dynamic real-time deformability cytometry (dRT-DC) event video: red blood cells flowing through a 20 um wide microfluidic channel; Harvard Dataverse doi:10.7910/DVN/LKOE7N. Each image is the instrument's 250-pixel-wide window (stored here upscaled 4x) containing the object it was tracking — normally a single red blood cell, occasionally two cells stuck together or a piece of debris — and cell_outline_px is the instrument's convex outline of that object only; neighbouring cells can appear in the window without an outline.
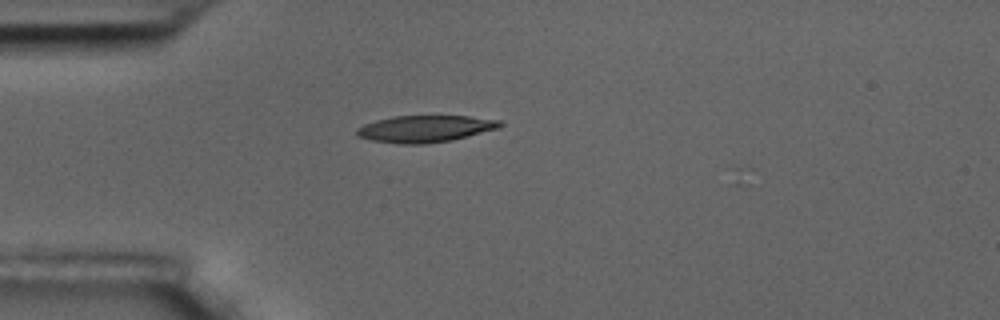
{"species": "common noctule bat (a hibernating species)", "species_latin": "Nyctalus noctula", "temperature_condition": "room temperature", "stored_images_in_passage": 43, "camera_frame_rate_fps": 3000, "um_per_image_px": 0.085, "animal": {"sex": "male", "body_mass_g": 17.5, "forearm_length_mm": 52.3}, "frame": {"image": 1, "passage_image": 1, "time_ms": 0.0, "image_size_px": [1000, 320], "cell_outline_px": [[504, 124], [500, 128], [452, 140], [424, 144], [400, 144], [372, 140], [356, 136], [356, 128], [364, 124], [376, 120], [392, 116], [468, 116], [504, 120]], "centroid_in_image_um": [36.17, 10.94], "position_along_channel_um": 48.8, "area_um2": 22.6}}
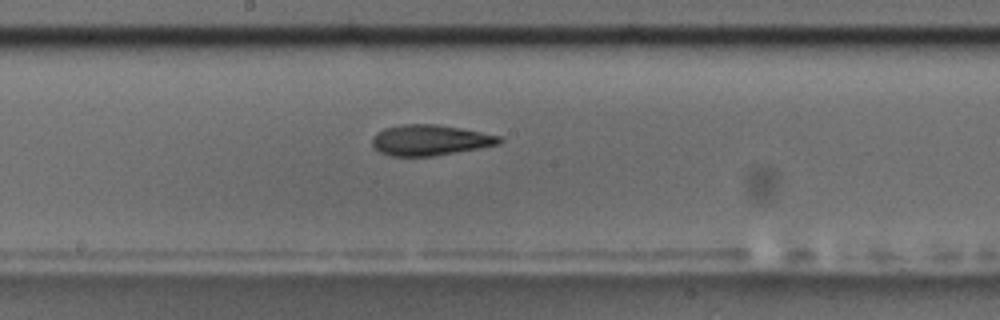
{"frame": {"image": 2, "passage_image": 16, "time_ms": 5.0, "image_size_px": [1000, 320], "cell_outline_px": [[504, 140], [500, 144], [480, 148], [432, 156], [392, 156], [380, 152], [372, 148], [372, 136], [376, 132], [384, 128], [400, 124], [436, 124], [460, 128], [500, 136]], "centroid_in_image_um": [36.51, 11.91], "position_along_channel_um": 211.7, "area_um2": 22.83}}
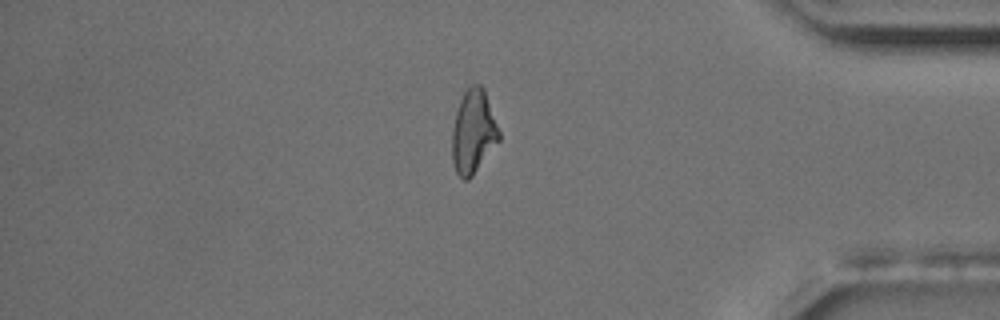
{"frame": {"image": 3, "passage_image": 34, "time_ms": 11.0, "image_size_px": [1000, 320], "cell_outline_px": [[500, 140], [472, 176], [468, 180], [464, 180], [456, 172], [452, 160], [452, 132], [456, 112], [460, 100], [464, 92], [472, 84], [480, 84], [484, 88], [500, 132]], "centroid_in_image_um": [40.23, 11.2], "position_along_channel_um": 395.0, "area_um2": 22.77}, "authors_computed_cell_mechanics": {"area_um2": 22.7154, "velocity_mm_per_s": 3.5244, "shape_relaxation_time_tau1_ms": 6.4061, "shape_relaxation_time_tau2_ms": 3.5221, "deformation_change_tau1": 0.2032, "deformation_change_tau2": 0.1291}}